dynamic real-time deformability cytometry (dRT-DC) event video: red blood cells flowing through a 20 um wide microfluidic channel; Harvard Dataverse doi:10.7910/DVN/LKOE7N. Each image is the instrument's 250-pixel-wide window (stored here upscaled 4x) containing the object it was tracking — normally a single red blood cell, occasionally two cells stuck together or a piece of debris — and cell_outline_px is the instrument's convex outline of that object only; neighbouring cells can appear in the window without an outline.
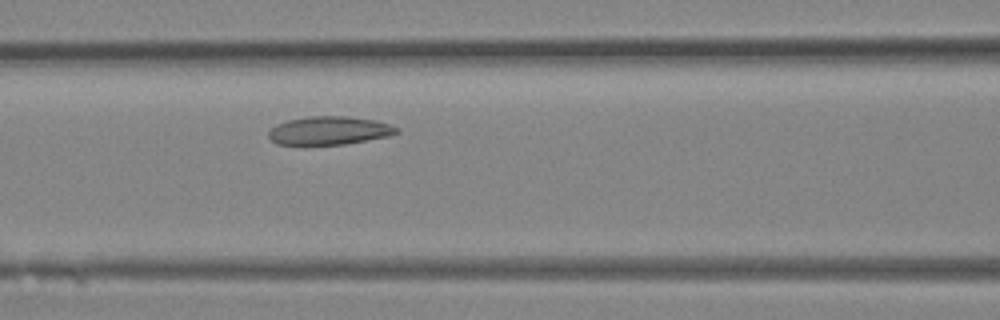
{"species": "Egyptian fruit bat (a non-hibernating species)", "species_latin": "Rousettus aegyptiacus", "temperature_condition": "room temperature", "stored_images_in_passage": 28, "camera_frame_rate_fps": 3000, "um_per_image_px": 0.085, "animal": {"sex": "female"}, "frame": {"image": 1, "passage_image": 9, "time_ms": 2.667, "image_size_px": [1000, 320], "cell_outline_px": [[400, 132], [388, 136], [344, 144], [276, 144], [268, 136], [268, 132], [276, 124], [288, 120], [308, 116], [348, 116], [376, 120], [400, 128]], "centroid_in_image_um": [28.0, 11.08], "position_along_channel_um": 138.6, "area_um2": 21.04}}
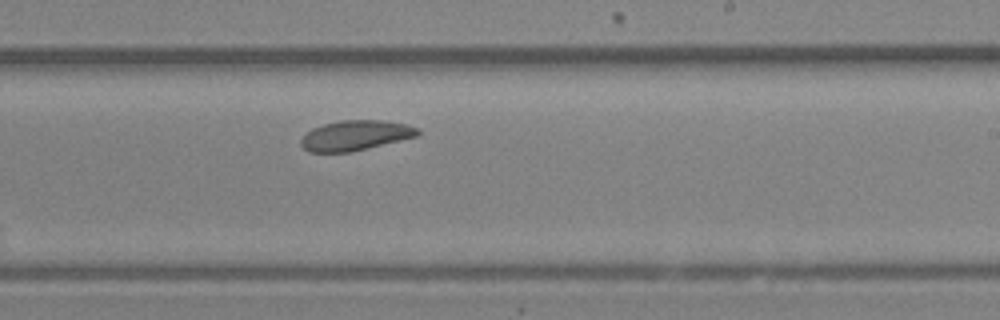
{"frame": {"image": 2, "passage_image": 15, "time_ms": 4.667, "image_size_px": [1000, 320], "cell_outline_px": [[420, 132], [416, 136], [352, 152], [308, 152], [300, 144], [300, 140], [312, 128], [324, 124], [340, 120], [384, 120], [404, 124], [420, 128]], "centroid_in_image_um": [30.2, 11.51], "position_along_channel_um": 258.8, "area_um2": 20.35}}
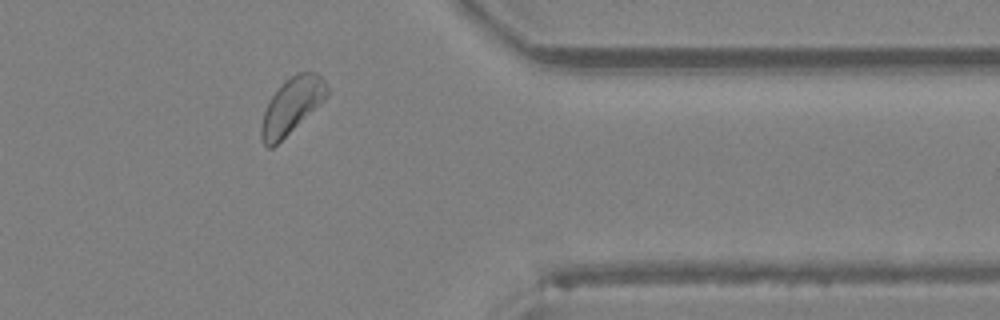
{"frame": {"image": 3, "passage_image": 22, "time_ms": 7.0, "image_size_px": [1000, 320], "cell_outline_px": [[328, 96], [324, 100], [272, 148], [268, 148], [264, 144], [260, 136], [260, 124], [264, 112], [272, 96], [284, 80], [296, 72], [316, 72], [324, 80], [328, 88]], "centroid_in_image_um": [24.78, 8.97], "position_along_channel_um": 386.6, "area_um2": 21.1}}